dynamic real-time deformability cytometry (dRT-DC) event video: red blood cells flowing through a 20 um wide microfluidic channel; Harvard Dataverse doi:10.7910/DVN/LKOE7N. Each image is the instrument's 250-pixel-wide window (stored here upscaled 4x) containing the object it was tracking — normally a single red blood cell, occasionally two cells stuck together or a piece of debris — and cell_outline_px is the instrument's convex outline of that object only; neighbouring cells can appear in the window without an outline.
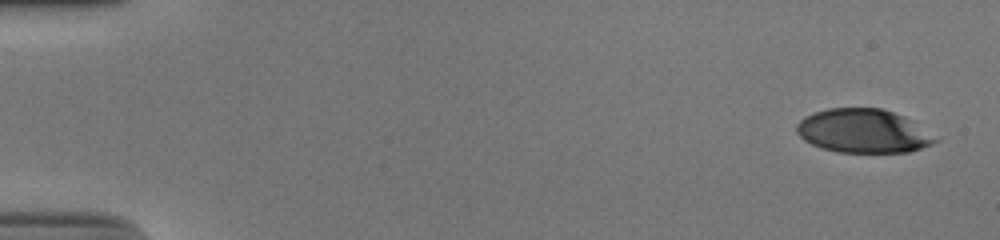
{"species": "human", "species_latin": "Homo sapiens", "temperature_condition": "cold", "stored_images_in_passage": 52, "camera_frame_rate_fps": 3000, "um_per_image_px": 0.085, "donor": {"sex": "male"}, "frame": {"image": 1, "passage_image": 1, "time_ms": 0.0, "image_size_px": [1000, 240], "cell_outline_px": [[940, 140], [932, 144], [908, 152], [836, 152], [812, 144], [804, 140], [796, 132], [796, 124], [804, 116], [828, 108], [880, 108], [904, 116]], "centroid_in_image_um": [73.34, 11.13], "position_along_channel_um": 11.7, "area_um2": 35.03}}
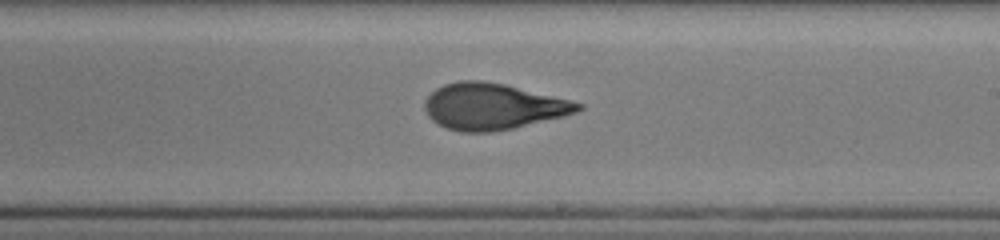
{"frame": {"image": 2, "passage_image": 31, "time_ms": 10.0, "image_size_px": [1000, 240], "cell_outline_px": [[584, 108], [576, 112], [564, 116], [512, 128], [492, 132], [460, 132], [448, 128], [432, 120], [428, 116], [424, 108], [424, 100], [436, 88], [444, 84], [460, 80], [480, 80], [504, 84], [584, 104]], "centroid_in_image_um": [41.85, 9.05], "position_along_channel_um": 247.1, "area_um2": 40.92}}
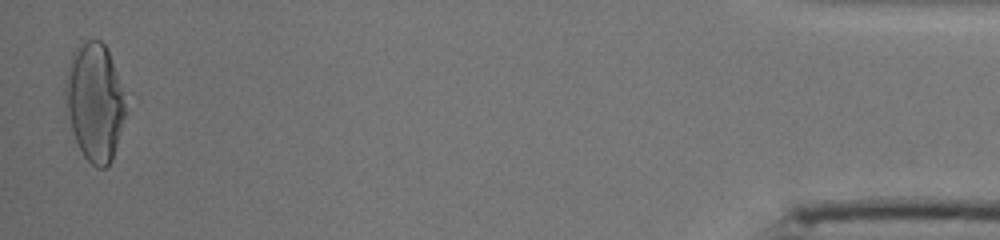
{"frame": {"image": 3, "passage_image": 51, "time_ms": 16.667, "image_size_px": [1000, 240], "cell_outline_px": [[124, 116], [112, 160], [104, 168], [96, 168], [84, 156], [72, 132], [68, 116], [64, 96], [64, 88], [68, 68], [72, 52], [84, 40], [100, 40], [104, 44], [108, 52], [116, 76], [124, 104]], "centroid_in_image_um": [7.99, 8.68], "position_along_channel_um": 427.2, "area_um2": 40.23}, "authors_computed_cell_mechanics": {"area_um2": 40.1132, "velocity_mm_per_s": 3.9205, "shape_relaxation_time_tau1_ms": 5.7957, "shape_relaxation_time_tau2_ms": 1.3763, "deformation_change_tau1": 0.237, "deformation_change_tau2": 0.0883}}